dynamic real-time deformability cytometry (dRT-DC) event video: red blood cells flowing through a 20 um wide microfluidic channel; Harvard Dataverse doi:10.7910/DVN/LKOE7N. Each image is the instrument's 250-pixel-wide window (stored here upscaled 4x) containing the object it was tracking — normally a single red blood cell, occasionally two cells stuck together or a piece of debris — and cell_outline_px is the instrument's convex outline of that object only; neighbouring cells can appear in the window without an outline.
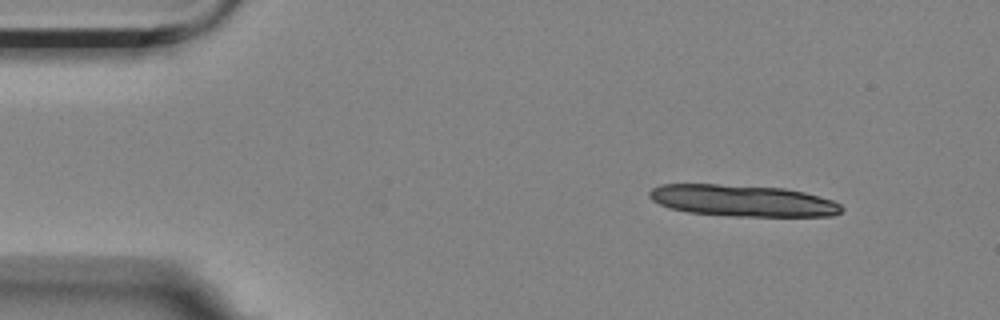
{"species": "Egyptian fruit bat (a non-hibernating species)", "species_latin": "Rousettus aegyptiacus", "temperature_condition": "room temperature", "stored_images_in_passage": 4, "camera_frame_rate_fps": 3000, "um_per_image_px": 0.085, "animal": {"sex": "female"}, "frame": {"image": 1, "passage_image": 1, "time_ms": 0.0, "image_size_px": [1000, 320], "cell_outline_px": [[844, 208], [840, 212], [832, 216], [728, 216], [688, 212], [668, 208], [652, 200], [648, 196], [648, 192], [652, 188], [660, 184], [716, 184], [784, 188], [804, 192], [832, 200], [840, 204]], "centroid_in_image_um": [63.09, 17.05], "position_along_channel_um": 21.9, "area_um2": 35.43}}